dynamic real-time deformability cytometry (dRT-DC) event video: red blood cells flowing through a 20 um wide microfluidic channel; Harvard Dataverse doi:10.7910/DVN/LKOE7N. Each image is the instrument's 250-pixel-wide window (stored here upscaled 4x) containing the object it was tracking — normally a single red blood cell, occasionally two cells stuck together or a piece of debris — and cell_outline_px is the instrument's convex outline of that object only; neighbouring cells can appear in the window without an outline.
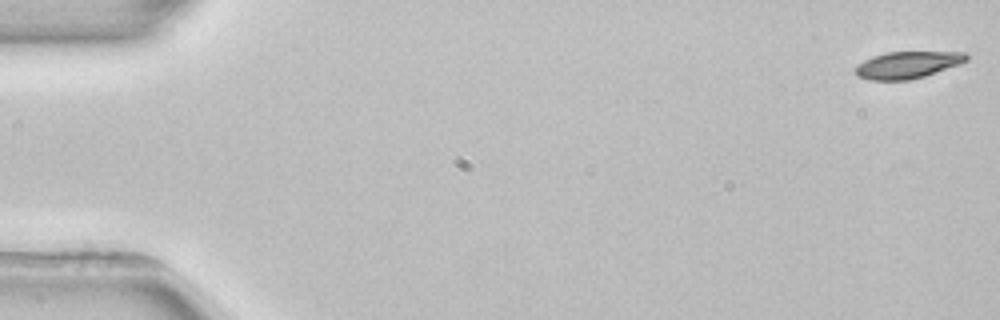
{"species": "common noctule bat (a hibernating species)", "species_latin": "Nyctalus noctula", "temperature_condition": "room temperature", "stored_images_in_passage": 8, "camera_frame_rate_fps": 3000, "um_per_image_px": 0.085, "animal": {"sex": "female", "body_mass_g": 22.7, "forearm_length_mm": 54.2}, "frame": {"image": 1, "passage_image": 1, "time_ms": 0.0, "image_size_px": [1000, 320], "cell_outline_px": [[968, 60], [960, 64], [924, 76], [908, 80], [868, 80], [860, 76], [856, 72], [856, 64], [872, 56], [888, 52], [968, 52]], "centroid_in_image_um": [77.16, 5.5], "position_along_channel_um": 7.8, "area_um2": 17.34}}
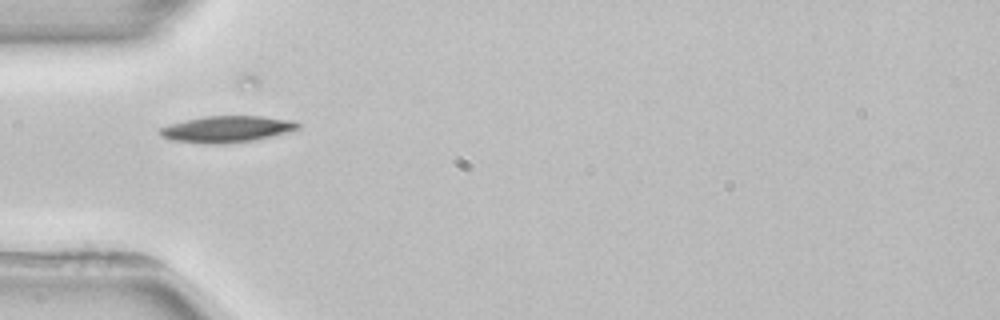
{"frame": {"image": 2, "passage_image": 4, "time_ms": 5.333, "image_size_px": [1000, 320], "cell_outline_px": [[300, 128], [288, 132], [252, 140], [224, 144], [204, 144], [172, 140], [160, 136], [156, 132], [160, 128], [172, 124], [204, 116], [260, 116], [292, 120], [300, 124]], "centroid_in_image_um": [19.26, 10.98], "position_along_channel_um": 65.7, "area_um2": 21.15}}